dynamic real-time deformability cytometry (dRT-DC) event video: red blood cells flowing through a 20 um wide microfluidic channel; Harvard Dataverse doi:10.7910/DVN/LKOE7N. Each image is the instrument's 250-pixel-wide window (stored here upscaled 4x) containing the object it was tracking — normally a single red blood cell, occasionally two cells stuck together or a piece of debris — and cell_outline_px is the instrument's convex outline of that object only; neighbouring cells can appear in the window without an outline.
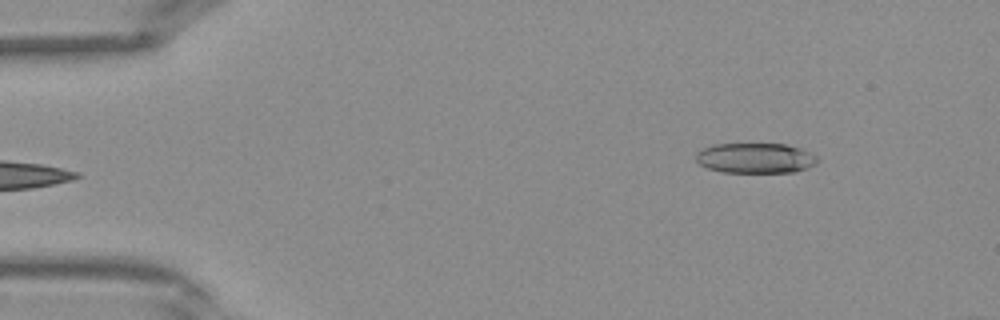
{"species": "Egyptian fruit bat (a non-hibernating species)", "species_latin": "Rousettus aegyptiacus", "temperature_condition": "warm", "stored_images_in_passage": 36, "camera_frame_rate_fps": 3000, "um_per_image_px": 0.085, "frame": {"image": 1, "passage_image": 1, "time_ms": 0.0, "image_size_px": [1000, 320], "cell_outline_px": [[820, 160], [816, 164], [808, 168], [796, 172], [720, 172], [708, 168], [700, 164], [696, 160], [696, 152], [704, 148], [716, 144], [784, 144], [800, 148], [816, 156]], "centroid_in_image_um": [64.23, 13.44], "position_along_channel_um": 20.8, "area_um2": 21.39}}
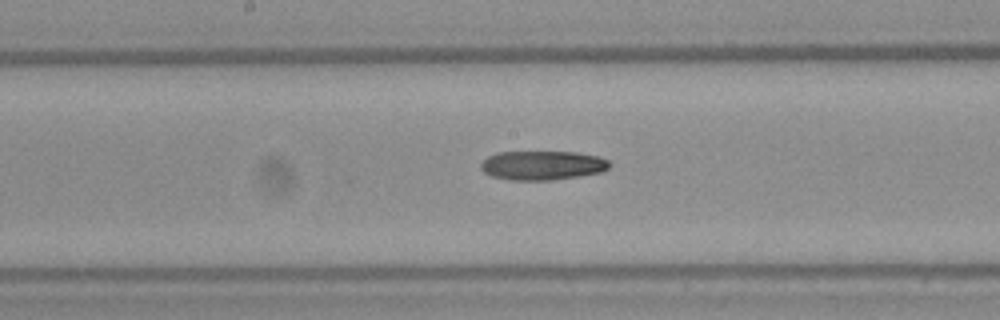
{"frame": {"image": 2, "passage_image": 17, "time_ms": 5.333, "image_size_px": [1000, 320], "cell_outline_px": [[612, 164], [608, 168], [600, 172], [580, 176], [552, 180], [508, 180], [492, 176], [484, 172], [480, 168], [480, 164], [488, 156], [496, 152], [576, 152], [596, 156], [608, 160]], "centroid_in_image_um": [46.08, 14.06], "position_along_channel_um": 202.1, "area_um2": 21.91}}
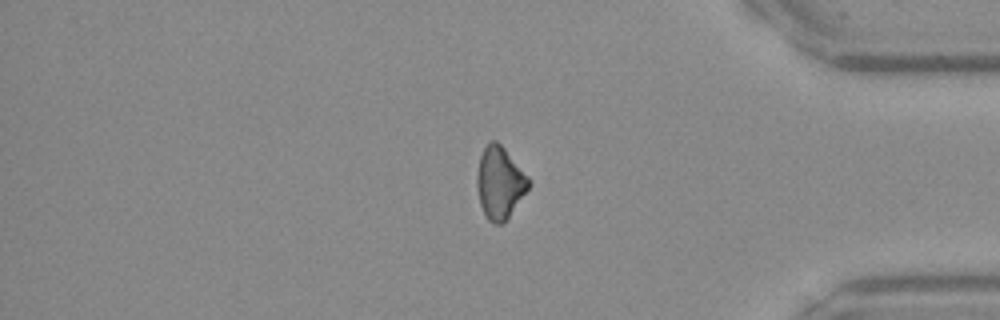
{"frame": {"image": 3, "passage_image": 30, "time_ms": 9.667, "image_size_px": [1000, 320], "cell_outline_px": [[532, 184], [508, 216], [500, 224], [492, 224], [488, 220], [480, 204], [476, 188], [476, 176], [480, 156], [484, 148], [492, 140], [496, 140], [504, 148], [528, 176]], "centroid_in_image_um": [42.46, 15.53], "position_along_channel_um": 392.7, "area_um2": 21.5}}